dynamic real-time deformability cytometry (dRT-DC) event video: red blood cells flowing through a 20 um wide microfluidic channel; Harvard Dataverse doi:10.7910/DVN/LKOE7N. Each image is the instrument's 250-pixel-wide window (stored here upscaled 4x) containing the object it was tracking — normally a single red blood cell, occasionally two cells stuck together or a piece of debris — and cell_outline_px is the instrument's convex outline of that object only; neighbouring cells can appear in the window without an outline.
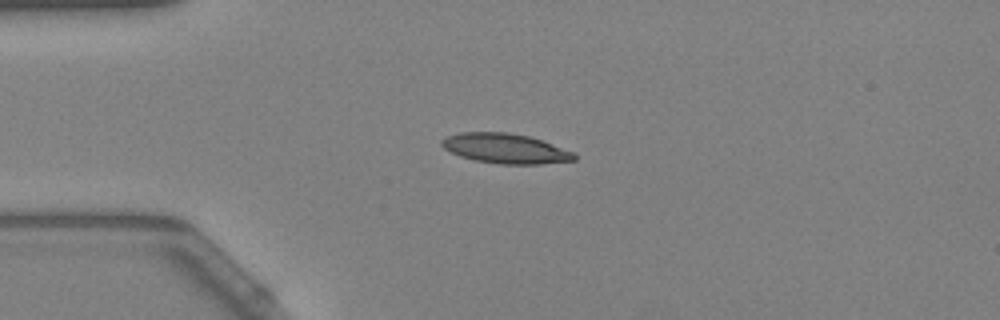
{"species": "Egyptian fruit bat (a non-hibernating species)", "species_latin": "Rousettus aegyptiacus", "temperature_condition": "warm", "stored_images_in_passage": 37, "camera_frame_rate_fps": 3000, "um_per_image_px": 0.085, "animal": {"sex": "female"}, "frame": {"image": 1, "passage_image": 1, "time_ms": 0.0, "image_size_px": [1000, 320], "cell_outline_px": [[576, 160], [540, 164], [500, 164], [476, 160], [460, 156], [444, 148], [440, 144], [440, 140], [448, 136], [460, 132], [508, 132], [528, 136], [576, 152]], "centroid_in_image_um": [42.97, 12.62], "position_along_channel_um": 42.0, "area_um2": 23.0}}
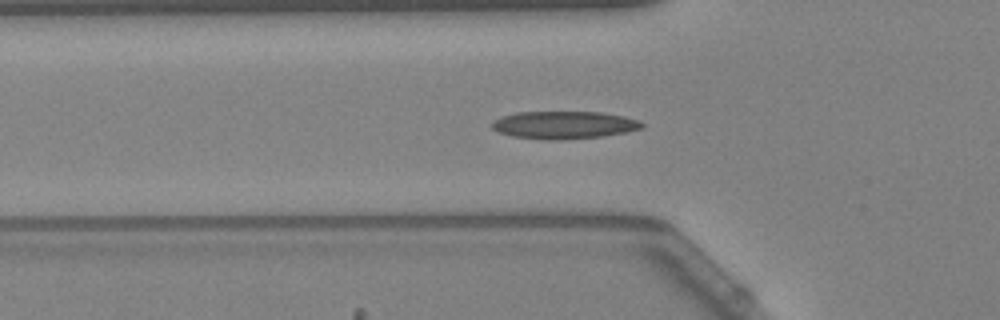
{"frame": {"image": 2, "passage_image": 6, "time_ms": 1.667, "image_size_px": [1000, 320], "cell_outline_px": [[644, 128], [628, 132], [604, 136], [560, 140], [540, 140], [512, 136], [500, 132], [492, 128], [492, 124], [496, 120], [504, 116], [516, 112], [600, 112], [624, 116], [636, 120], [644, 124]], "centroid_in_image_um": [47.98, 10.63], "position_along_channel_um": 77.8, "area_um2": 24.16}}
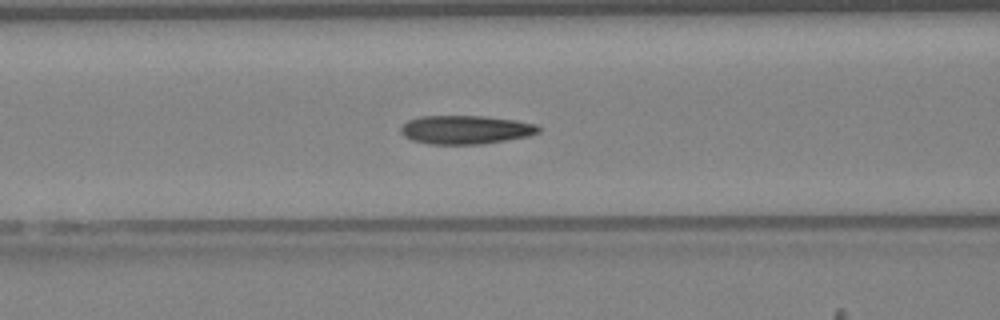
{"frame": {"image": 3, "passage_image": 10, "time_ms": 3.0, "image_size_px": [1000, 320], "cell_outline_px": [[540, 132], [528, 136], [480, 144], [428, 144], [412, 140], [404, 136], [400, 132], [400, 128], [408, 120], [420, 116], [484, 116], [516, 120], [536, 124], [540, 128]], "centroid_in_image_um": [39.56, 11.02], "position_along_channel_um": 127.0, "area_um2": 22.95}, "authors_computed_cell_mechanics": {"area_um2": 22.3686, "velocity_mm_per_s": 3.6603, "shape_relaxation_time_tau1_ms": 10.0558, "shape_relaxation_time_tau2_ms": 3.91, "deformation_change_tau1": 0.2382, "deformation_change_tau2": 0.1166}}